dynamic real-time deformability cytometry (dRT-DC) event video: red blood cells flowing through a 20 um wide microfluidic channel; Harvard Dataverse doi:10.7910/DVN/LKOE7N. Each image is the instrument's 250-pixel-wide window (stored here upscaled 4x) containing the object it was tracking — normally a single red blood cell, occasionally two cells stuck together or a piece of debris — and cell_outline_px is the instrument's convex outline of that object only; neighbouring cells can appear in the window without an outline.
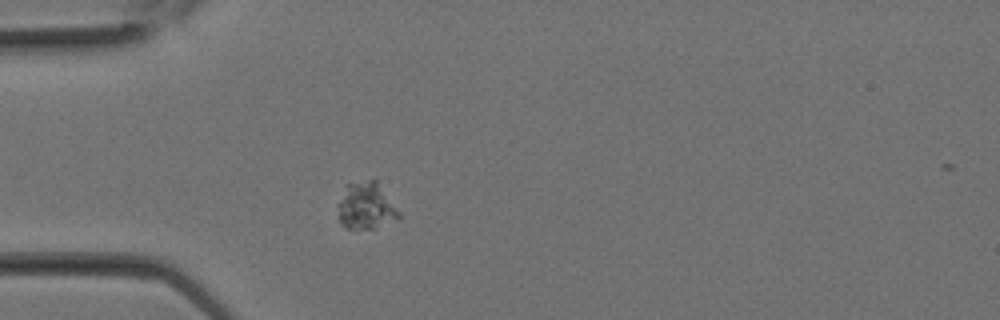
{"species": "Egyptian fruit bat (a non-hibernating species)", "species_latin": "Rousettus aegyptiacus", "temperature_condition": "room temperature", "stored_images_in_passage": 2, "camera_frame_rate_fps": 3000, "um_per_image_px": 0.085, "animal": {"sex": "female"}, "frame": {"image": 1, "passage_image": 1, "time_ms": 0.0, "image_size_px": [1000, 320], "cell_outline_px": [[400, 220], [376, 228], [344, 228], [340, 224], [336, 204], [348, 184], [368, 180], [376, 180], [400, 212]], "centroid_in_image_um": [31.12, 17.54], "position_along_channel_um": 53.9, "area_um2": 16.76}}